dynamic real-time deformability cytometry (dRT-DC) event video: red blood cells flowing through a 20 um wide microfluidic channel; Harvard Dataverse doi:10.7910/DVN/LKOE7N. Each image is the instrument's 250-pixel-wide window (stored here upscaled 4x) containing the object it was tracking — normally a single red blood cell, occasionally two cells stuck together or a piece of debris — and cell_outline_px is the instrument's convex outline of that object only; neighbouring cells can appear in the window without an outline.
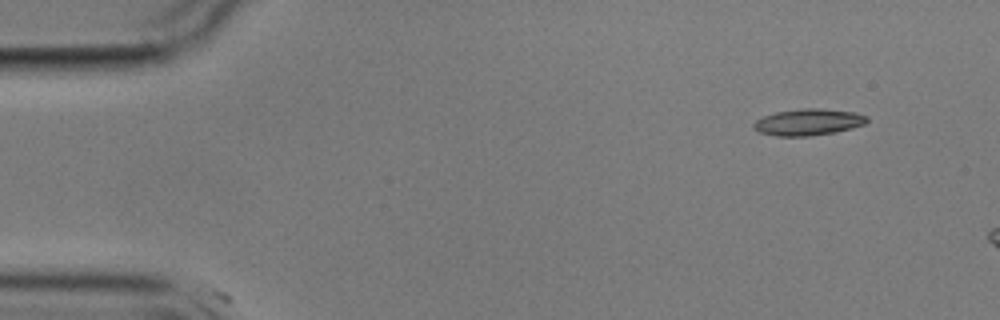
{"species": "common noctule bat (a hibernating species)", "species_latin": "Nyctalus noctula", "temperature_condition": "cold", "stored_images_in_passage": 2, "camera_frame_rate_fps": 3000, "um_per_image_px": 0.085, "animal": {"sex": "male", "body_mass_g": 17.9}, "frame": {"image": 1, "passage_image": 1, "time_ms": 0.0, "image_size_px": [1000, 320], "cell_outline_px": [[868, 120], [864, 124], [852, 128], [836, 132], [812, 136], [776, 136], [760, 132], [752, 128], [752, 124], [756, 120], [764, 116], [776, 112], [804, 108], [820, 108], [856, 112], [868, 116]], "centroid_in_image_um": [68.71, 10.38], "position_along_channel_um": 16.3, "area_um2": 17.63}}